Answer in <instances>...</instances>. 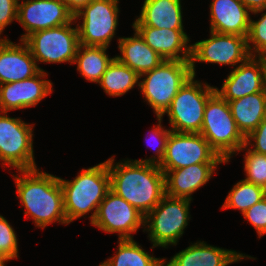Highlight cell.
<instances>
[{
	"label": "cell",
	"instance_id": "obj_11",
	"mask_svg": "<svg viewBox=\"0 0 266 266\" xmlns=\"http://www.w3.org/2000/svg\"><path fill=\"white\" fill-rule=\"evenodd\" d=\"M197 163H226L200 133L171 131L166 144L162 171H170Z\"/></svg>",
	"mask_w": 266,
	"mask_h": 266
},
{
	"label": "cell",
	"instance_id": "obj_1",
	"mask_svg": "<svg viewBox=\"0 0 266 266\" xmlns=\"http://www.w3.org/2000/svg\"><path fill=\"white\" fill-rule=\"evenodd\" d=\"M107 161L110 190L146 216L165 195V174L156 164L137 160Z\"/></svg>",
	"mask_w": 266,
	"mask_h": 266
},
{
	"label": "cell",
	"instance_id": "obj_34",
	"mask_svg": "<svg viewBox=\"0 0 266 266\" xmlns=\"http://www.w3.org/2000/svg\"><path fill=\"white\" fill-rule=\"evenodd\" d=\"M252 141L255 144L251 143ZM245 145L254 147L250 150L256 153L266 155V116L258 127L245 138Z\"/></svg>",
	"mask_w": 266,
	"mask_h": 266
},
{
	"label": "cell",
	"instance_id": "obj_31",
	"mask_svg": "<svg viewBox=\"0 0 266 266\" xmlns=\"http://www.w3.org/2000/svg\"><path fill=\"white\" fill-rule=\"evenodd\" d=\"M17 235L8 221L0 215V253L7 259L18 257Z\"/></svg>",
	"mask_w": 266,
	"mask_h": 266
},
{
	"label": "cell",
	"instance_id": "obj_17",
	"mask_svg": "<svg viewBox=\"0 0 266 266\" xmlns=\"http://www.w3.org/2000/svg\"><path fill=\"white\" fill-rule=\"evenodd\" d=\"M40 70L23 40L14 44L7 38L0 39V85L31 78Z\"/></svg>",
	"mask_w": 266,
	"mask_h": 266
},
{
	"label": "cell",
	"instance_id": "obj_25",
	"mask_svg": "<svg viewBox=\"0 0 266 266\" xmlns=\"http://www.w3.org/2000/svg\"><path fill=\"white\" fill-rule=\"evenodd\" d=\"M106 47L79 45L74 64L77 70L87 81L98 83L108 65L115 58H109Z\"/></svg>",
	"mask_w": 266,
	"mask_h": 266
},
{
	"label": "cell",
	"instance_id": "obj_23",
	"mask_svg": "<svg viewBox=\"0 0 266 266\" xmlns=\"http://www.w3.org/2000/svg\"><path fill=\"white\" fill-rule=\"evenodd\" d=\"M181 0H144L140 16L133 25L183 29Z\"/></svg>",
	"mask_w": 266,
	"mask_h": 266
},
{
	"label": "cell",
	"instance_id": "obj_29",
	"mask_svg": "<svg viewBox=\"0 0 266 266\" xmlns=\"http://www.w3.org/2000/svg\"><path fill=\"white\" fill-rule=\"evenodd\" d=\"M241 150L247 151L244 157L245 180L266 190V155L250 150L247 145L239 152Z\"/></svg>",
	"mask_w": 266,
	"mask_h": 266
},
{
	"label": "cell",
	"instance_id": "obj_6",
	"mask_svg": "<svg viewBox=\"0 0 266 266\" xmlns=\"http://www.w3.org/2000/svg\"><path fill=\"white\" fill-rule=\"evenodd\" d=\"M192 75L180 87L165 112L169 116L171 131L178 133H200L204 110L208 98L215 92V87L194 80ZM204 85V86H203ZM203 86V87H202Z\"/></svg>",
	"mask_w": 266,
	"mask_h": 266
},
{
	"label": "cell",
	"instance_id": "obj_5",
	"mask_svg": "<svg viewBox=\"0 0 266 266\" xmlns=\"http://www.w3.org/2000/svg\"><path fill=\"white\" fill-rule=\"evenodd\" d=\"M139 82L145 100L157 117H163L180 87L191 76L190 61L164 60L155 69L140 75Z\"/></svg>",
	"mask_w": 266,
	"mask_h": 266
},
{
	"label": "cell",
	"instance_id": "obj_33",
	"mask_svg": "<svg viewBox=\"0 0 266 266\" xmlns=\"http://www.w3.org/2000/svg\"><path fill=\"white\" fill-rule=\"evenodd\" d=\"M157 120H158L159 124L151 130L153 137H155L157 139V142L159 141L158 142L159 144L157 143L159 146L157 145L158 148H156V151H155L157 157L153 156V158L151 157L149 159H144V160L140 159L137 161L159 165L164 158L165 151H166V144H167V140H168V137L170 135L171 130L170 129L169 130L164 129L162 127V125H161L162 117H157Z\"/></svg>",
	"mask_w": 266,
	"mask_h": 266
},
{
	"label": "cell",
	"instance_id": "obj_4",
	"mask_svg": "<svg viewBox=\"0 0 266 266\" xmlns=\"http://www.w3.org/2000/svg\"><path fill=\"white\" fill-rule=\"evenodd\" d=\"M200 134L226 163L245 145L229 103L216 91L208 98Z\"/></svg>",
	"mask_w": 266,
	"mask_h": 266
},
{
	"label": "cell",
	"instance_id": "obj_10",
	"mask_svg": "<svg viewBox=\"0 0 266 266\" xmlns=\"http://www.w3.org/2000/svg\"><path fill=\"white\" fill-rule=\"evenodd\" d=\"M0 114V160L4 162L2 165L17 170L37 168L33 154V125L23 122L20 118L8 117L7 112Z\"/></svg>",
	"mask_w": 266,
	"mask_h": 266
},
{
	"label": "cell",
	"instance_id": "obj_36",
	"mask_svg": "<svg viewBox=\"0 0 266 266\" xmlns=\"http://www.w3.org/2000/svg\"><path fill=\"white\" fill-rule=\"evenodd\" d=\"M253 14L266 10V0H240Z\"/></svg>",
	"mask_w": 266,
	"mask_h": 266
},
{
	"label": "cell",
	"instance_id": "obj_7",
	"mask_svg": "<svg viewBox=\"0 0 266 266\" xmlns=\"http://www.w3.org/2000/svg\"><path fill=\"white\" fill-rule=\"evenodd\" d=\"M190 199L164 195L161 201L145 216L144 223L153 247L177 245L190 219ZM150 223V224H149Z\"/></svg>",
	"mask_w": 266,
	"mask_h": 266
},
{
	"label": "cell",
	"instance_id": "obj_8",
	"mask_svg": "<svg viewBox=\"0 0 266 266\" xmlns=\"http://www.w3.org/2000/svg\"><path fill=\"white\" fill-rule=\"evenodd\" d=\"M76 23H70L50 29L33 32L23 41L27 44L31 55L38 62L63 63L75 61V56L80 45L78 28H72Z\"/></svg>",
	"mask_w": 266,
	"mask_h": 266
},
{
	"label": "cell",
	"instance_id": "obj_12",
	"mask_svg": "<svg viewBox=\"0 0 266 266\" xmlns=\"http://www.w3.org/2000/svg\"><path fill=\"white\" fill-rule=\"evenodd\" d=\"M211 37L191 45V73H195V62L217 63L235 66L249 57L247 37L236 34H221L210 31Z\"/></svg>",
	"mask_w": 266,
	"mask_h": 266
},
{
	"label": "cell",
	"instance_id": "obj_22",
	"mask_svg": "<svg viewBox=\"0 0 266 266\" xmlns=\"http://www.w3.org/2000/svg\"><path fill=\"white\" fill-rule=\"evenodd\" d=\"M118 41L121 56L115 58L138 75L155 69L165 60L145 43L136 30L133 37H122Z\"/></svg>",
	"mask_w": 266,
	"mask_h": 266
},
{
	"label": "cell",
	"instance_id": "obj_35",
	"mask_svg": "<svg viewBox=\"0 0 266 266\" xmlns=\"http://www.w3.org/2000/svg\"><path fill=\"white\" fill-rule=\"evenodd\" d=\"M19 0H0V35L4 28L17 20Z\"/></svg>",
	"mask_w": 266,
	"mask_h": 266
},
{
	"label": "cell",
	"instance_id": "obj_16",
	"mask_svg": "<svg viewBox=\"0 0 266 266\" xmlns=\"http://www.w3.org/2000/svg\"><path fill=\"white\" fill-rule=\"evenodd\" d=\"M47 73L40 70L31 78L0 85V112L36 106L53 91L50 80H45Z\"/></svg>",
	"mask_w": 266,
	"mask_h": 266
},
{
	"label": "cell",
	"instance_id": "obj_38",
	"mask_svg": "<svg viewBox=\"0 0 266 266\" xmlns=\"http://www.w3.org/2000/svg\"><path fill=\"white\" fill-rule=\"evenodd\" d=\"M7 261H10L9 259H7L4 255H2L1 253H0V266H5V262H7Z\"/></svg>",
	"mask_w": 266,
	"mask_h": 266
},
{
	"label": "cell",
	"instance_id": "obj_37",
	"mask_svg": "<svg viewBox=\"0 0 266 266\" xmlns=\"http://www.w3.org/2000/svg\"><path fill=\"white\" fill-rule=\"evenodd\" d=\"M64 3L67 5L68 9L75 14L78 12L82 7L86 6L92 0H63Z\"/></svg>",
	"mask_w": 266,
	"mask_h": 266
},
{
	"label": "cell",
	"instance_id": "obj_2",
	"mask_svg": "<svg viewBox=\"0 0 266 266\" xmlns=\"http://www.w3.org/2000/svg\"><path fill=\"white\" fill-rule=\"evenodd\" d=\"M20 175H13L17 194L25 208V216H31L36 227L44 229L53 222L68 224L64 210L63 190L59 177L37 168L18 170Z\"/></svg>",
	"mask_w": 266,
	"mask_h": 266
},
{
	"label": "cell",
	"instance_id": "obj_20",
	"mask_svg": "<svg viewBox=\"0 0 266 266\" xmlns=\"http://www.w3.org/2000/svg\"><path fill=\"white\" fill-rule=\"evenodd\" d=\"M245 257L255 259L234 250L214 247L200 241L176 253L168 263L164 259V266H228Z\"/></svg>",
	"mask_w": 266,
	"mask_h": 266
},
{
	"label": "cell",
	"instance_id": "obj_27",
	"mask_svg": "<svg viewBox=\"0 0 266 266\" xmlns=\"http://www.w3.org/2000/svg\"><path fill=\"white\" fill-rule=\"evenodd\" d=\"M116 255L107 259L104 266H164V258L148 254L133 239H118Z\"/></svg>",
	"mask_w": 266,
	"mask_h": 266
},
{
	"label": "cell",
	"instance_id": "obj_28",
	"mask_svg": "<svg viewBox=\"0 0 266 266\" xmlns=\"http://www.w3.org/2000/svg\"><path fill=\"white\" fill-rule=\"evenodd\" d=\"M266 196V190L251 182L240 180L231 189L225 199L222 209H239L243 214L247 209Z\"/></svg>",
	"mask_w": 266,
	"mask_h": 266
},
{
	"label": "cell",
	"instance_id": "obj_14",
	"mask_svg": "<svg viewBox=\"0 0 266 266\" xmlns=\"http://www.w3.org/2000/svg\"><path fill=\"white\" fill-rule=\"evenodd\" d=\"M74 14L63 0H24L18 2L17 21L27 32L20 40H24L33 32L50 29L70 23Z\"/></svg>",
	"mask_w": 266,
	"mask_h": 266
},
{
	"label": "cell",
	"instance_id": "obj_15",
	"mask_svg": "<svg viewBox=\"0 0 266 266\" xmlns=\"http://www.w3.org/2000/svg\"><path fill=\"white\" fill-rule=\"evenodd\" d=\"M258 58V59H257ZM266 60L250 56L239 64L225 79L223 86L215 91L227 102L265 90Z\"/></svg>",
	"mask_w": 266,
	"mask_h": 266
},
{
	"label": "cell",
	"instance_id": "obj_32",
	"mask_svg": "<svg viewBox=\"0 0 266 266\" xmlns=\"http://www.w3.org/2000/svg\"><path fill=\"white\" fill-rule=\"evenodd\" d=\"M242 215L257 230L259 238L266 234V196Z\"/></svg>",
	"mask_w": 266,
	"mask_h": 266
},
{
	"label": "cell",
	"instance_id": "obj_24",
	"mask_svg": "<svg viewBox=\"0 0 266 266\" xmlns=\"http://www.w3.org/2000/svg\"><path fill=\"white\" fill-rule=\"evenodd\" d=\"M238 129L246 138L266 116V91L249 94L240 99L229 101Z\"/></svg>",
	"mask_w": 266,
	"mask_h": 266
},
{
	"label": "cell",
	"instance_id": "obj_21",
	"mask_svg": "<svg viewBox=\"0 0 266 266\" xmlns=\"http://www.w3.org/2000/svg\"><path fill=\"white\" fill-rule=\"evenodd\" d=\"M220 163H197L184 168L163 171L165 194L192 200L191 194L206 184Z\"/></svg>",
	"mask_w": 266,
	"mask_h": 266
},
{
	"label": "cell",
	"instance_id": "obj_9",
	"mask_svg": "<svg viewBox=\"0 0 266 266\" xmlns=\"http://www.w3.org/2000/svg\"><path fill=\"white\" fill-rule=\"evenodd\" d=\"M119 0H92L74 14L81 45L109 47L118 25Z\"/></svg>",
	"mask_w": 266,
	"mask_h": 266
},
{
	"label": "cell",
	"instance_id": "obj_18",
	"mask_svg": "<svg viewBox=\"0 0 266 266\" xmlns=\"http://www.w3.org/2000/svg\"><path fill=\"white\" fill-rule=\"evenodd\" d=\"M133 29L165 60L190 61L191 45L187 46L190 40L183 29H159L145 25H133Z\"/></svg>",
	"mask_w": 266,
	"mask_h": 266
},
{
	"label": "cell",
	"instance_id": "obj_3",
	"mask_svg": "<svg viewBox=\"0 0 266 266\" xmlns=\"http://www.w3.org/2000/svg\"><path fill=\"white\" fill-rule=\"evenodd\" d=\"M59 181L63 190L64 210L68 224L95 209L89 216L92 222L100 203L110 190L107 161L88 169H82L72 181L60 177Z\"/></svg>",
	"mask_w": 266,
	"mask_h": 266
},
{
	"label": "cell",
	"instance_id": "obj_19",
	"mask_svg": "<svg viewBox=\"0 0 266 266\" xmlns=\"http://www.w3.org/2000/svg\"><path fill=\"white\" fill-rule=\"evenodd\" d=\"M249 12L240 0H213L210 4V31L247 37Z\"/></svg>",
	"mask_w": 266,
	"mask_h": 266
},
{
	"label": "cell",
	"instance_id": "obj_26",
	"mask_svg": "<svg viewBox=\"0 0 266 266\" xmlns=\"http://www.w3.org/2000/svg\"><path fill=\"white\" fill-rule=\"evenodd\" d=\"M139 79L140 75L114 58L98 83L106 94L116 97L134 88L136 83L139 85Z\"/></svg>",
	"mask_w": 266,
	"mask_h": 266
},
{
	"label": "cell",
	"instance_id": "obj_30",
	"mask_svg": "<svg viewBox=\"0 0 266 266\" xmlns=\"http://www.w3.org/2000/svg\"><path fill=\"white\" fill-rule=\"evenodd\" d=\"M261 16L257 21L250 19L247 36V48L250 56L263 57L266 55V12L262 13ZM250 43L254 46L253 48Z\"/></svg>",
	"mask_w": 266,
	"mask_h": 266
},
{
	"label": "cell",
	"instance_id": "obj_13",
	"mask_svg": "<svg viewBox=\"0 0 266 266\" xmlns=\"http://www.w3.org/2000/svg\"><path fill=\"white\" fill-rule=\"evenodd\" d=\"M144 218L140 211L109 190L91 224L106 233H119L118 239H133L131 234L141 225L145 227Z\"/></svg>",
	"mask_w": 266,
	"mask_h": 266
}]
</instances>
